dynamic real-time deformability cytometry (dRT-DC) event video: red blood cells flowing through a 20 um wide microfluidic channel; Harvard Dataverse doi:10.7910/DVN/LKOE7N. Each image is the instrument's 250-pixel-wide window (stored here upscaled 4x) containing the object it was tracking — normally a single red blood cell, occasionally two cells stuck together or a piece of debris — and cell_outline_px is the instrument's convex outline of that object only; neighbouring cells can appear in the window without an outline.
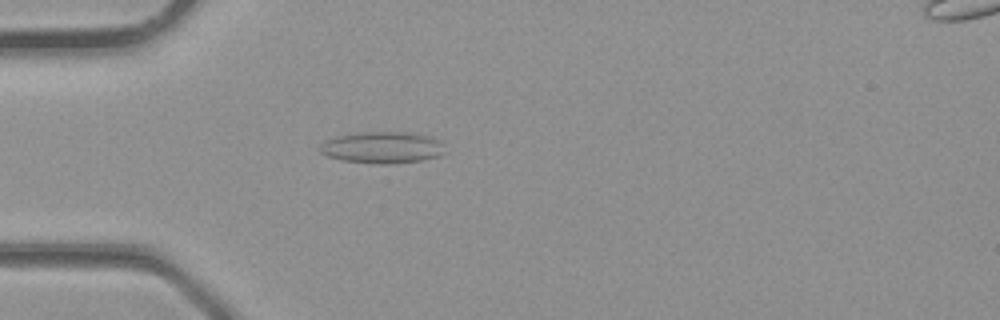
{"species": "common noctule bat (a hibernating species)", "species_latin": "Nyctalus noctula", "temperature_condition": "room temperature", "stored_images_in_passage": 34, "camera_frame_rate_fps": 3000, "um_per_image_px": 0.085, "animal": {"sex": "male", "body_mass_g": 23.1, "forearm_length_mm": 52.7}, "frame": {"image": 1, "passage_image": 9, "time_ms": 2.667, "image_size_px": [1000, 320], "cell_outline_px": [[444, 152], [436, 156], [420, 160], [388, 164], [372, 164], [344, 160], [328, 156], [320, 152], [320, 144], [324, 140], [340, 136], [360, 132], [408, 132], [428, 136], [444, 144]], "centroid_in_image_um": [32.47, 12.54], "position_along_channel_um": 52.5, "area_um2": 22.77}}
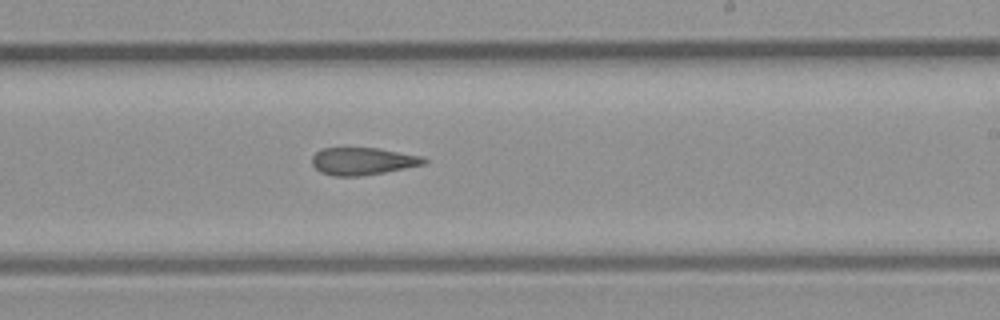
{"frame": {"image": 2, "passage_image": 20, "time_ms": 6.333, "image_size_px": [1000, 320], "cell_outline_px": [[428, 160], [424, 164], [384, 172], [360, 176], [336, 176], [320, 172], [312, 164], [312, 156], [320, 148], [376, 148], [420, 156]], "centroid_in_image_um": [30.78, 13.7], "position_along_channel_um": 258.2, "area_um2": 17.63}}
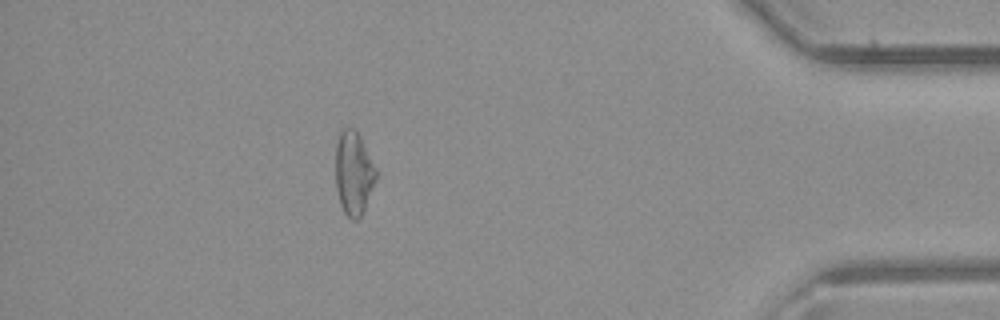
{"frame": {"image": 3, "passage_image": 30, "time_ms": 9.667, "image_size_px": [1000, 320], "cell_outline_px": [[376, 180], [364, 208], [360, 216], [356, 220], [352, 220], [344, 212], [340, 204], [336, 188], [336, 144], [340, 132], [344, 128], [352, 128], [360, 136], [376, 168]], "centroid_in_image_um": [30.05, 14.71], "position_along_channel_um": 405.2, "area_um2": 19.42}}